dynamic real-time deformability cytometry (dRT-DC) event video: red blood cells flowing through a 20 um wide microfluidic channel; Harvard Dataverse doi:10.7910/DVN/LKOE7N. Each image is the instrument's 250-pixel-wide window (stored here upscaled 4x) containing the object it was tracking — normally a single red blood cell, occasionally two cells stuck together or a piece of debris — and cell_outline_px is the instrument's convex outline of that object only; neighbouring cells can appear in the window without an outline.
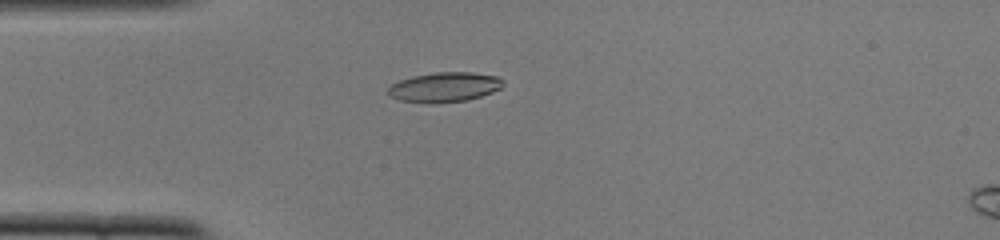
{"species": "common noctule bat (a hibernating species)", "species_latin": "Nyctalus noctula", "temperature_condition": "cold", "stored_images_in_passage": 52, "camera_frame_rate_fps": 3000, "um_per_image_px": 0.085, "animal": {"sex": "female", "body_mass_g": 22.0, "forearm_length_mm": 56.7}, "frame": {"image": 1, "passage_image": 14, "time_ms": 4.333, "image_size_px": [1000, 240], "cell_outline_px": [[504, 84], [500, 88], [492, 92], [468, 100], [432, 104], [400, 100], [392, 96], [388, 92], [388, 88], [392, 84], [400, 80], [412, 76], [436, 72], [472, 72], [496, 76], [504, 80]], "centroid_in_image_um": [37.8, 7.4], "position_along_channel_um": 47.2, "area_um2": 19.94}}
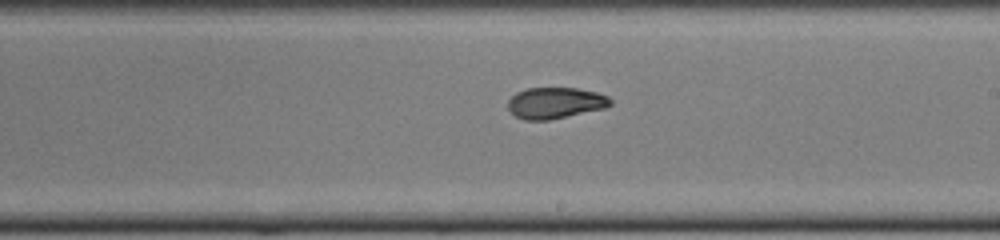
{"frame": {"image": 2, "passage_image": 30, "time_ms": 9.667, "image_size_px": [1000, 240], "cell_outline_px": [[612, 104], [604, 108], [548, 120], [524, 120], [516, 116], [508, 108], [508, 100], [516, 92], [528, 88], [576, 88], [596, 92], [608, 96], [612, 100]], "centroid_in_image_um": [47.19, 8.74], "position_along_channel_um": 241.8, "area_um2": 18.5}}
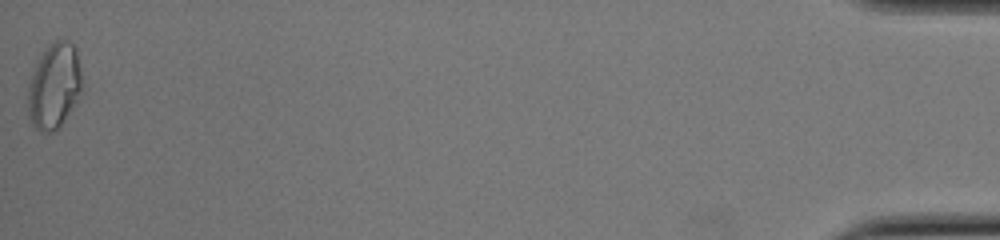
{"frame": {"image": 3, "passage_image": 52, "time_ms": 17.0, "image_size_px": [1000, 240], "cell_outline_px": [[84, 84], [76, 100], [56, 132], [40, 132], [36, 128], [28, 116], [28, 84], [36, 60], [56, 40], [68, 40], [76, 48]], "centroid_in_image_um": [4.61, 7.31], "position_along_channel_um": 430.6, "area_um2": 26.93}, "authors_computed_cell_mechanics": {"area_um2": 19.074, "velocity_mm_per_s": 3.8856, "shape_relaxation_time_tau1_ms": null, "shape_relaxation_time_tau2_ms": 1.9233, "deformation_change_tau1": null, "deformation_change_tau2": 0.0609}}